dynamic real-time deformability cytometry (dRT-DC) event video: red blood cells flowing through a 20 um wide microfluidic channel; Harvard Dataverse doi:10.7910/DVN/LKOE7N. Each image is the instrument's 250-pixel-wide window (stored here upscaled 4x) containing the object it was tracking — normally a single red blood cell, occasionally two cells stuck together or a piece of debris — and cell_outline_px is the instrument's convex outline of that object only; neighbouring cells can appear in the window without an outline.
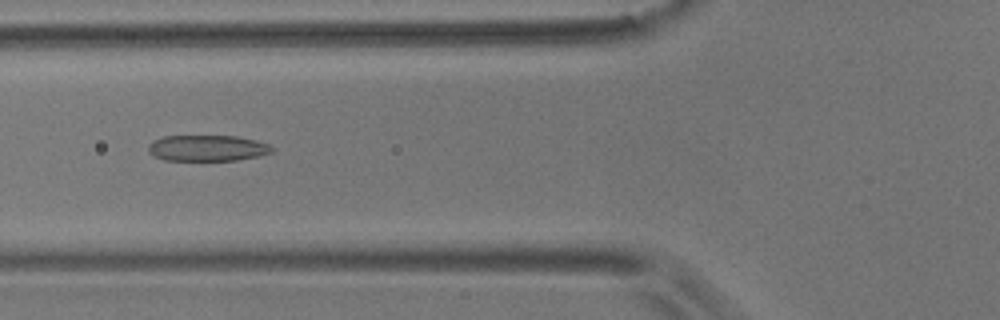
{"species": "common noctule bat (a hibernating species)", "species_latin": "Nyctalus noctula", "temperature_condition": "room temperature", "stored_images_in_passage": 3, "camera_frame_rate_fps": 3000, "um_per_image_px": 0.085, "animal": {"sex": "male", "body_mass_g": 17.9}, "frame": {"image": 1, "passage_image": 3, "time_ms": 0.667, "image_size_px": [1000, 320], "cell_outline_px": [[272, 152], [260, 156], [236, 160], [164, 160], [152, 156], [148, 152], [148, 144], [152, 140], [164, 136], [236, 136], [256, 140], [268, 144], [272, 148]], "centroid_in_image_um": [17.58, 12.59], "position_along_channel_um": 108.2, "area_um2": 18.84}}